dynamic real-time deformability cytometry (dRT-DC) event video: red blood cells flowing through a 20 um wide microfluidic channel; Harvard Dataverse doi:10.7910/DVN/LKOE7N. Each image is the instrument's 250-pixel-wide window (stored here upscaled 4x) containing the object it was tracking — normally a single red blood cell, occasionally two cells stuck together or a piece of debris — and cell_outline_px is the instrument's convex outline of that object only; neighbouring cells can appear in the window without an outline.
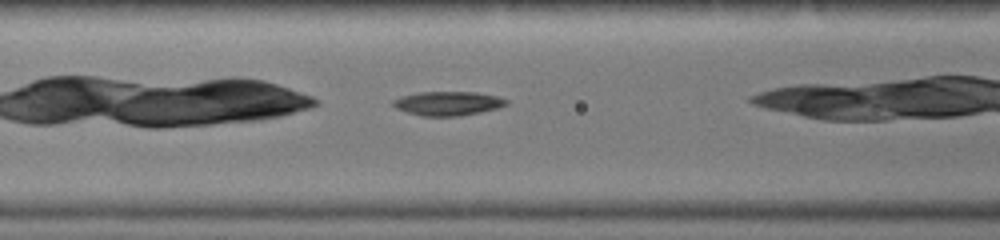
{"species": "common noctule bat (a hibernating species)", "species_latin": "Nyctalus noctula", "temperature_condition": "warm", "stored_images_in_passage": 26, "camera_frame_rate_fps": 3000, "um_per_image_px": 0.085, "animal": {"sex": "female", "body_mass_g": 19.0, "forearm_length_mm": 51.5}, "frame": {"image": 1, "passage_image": 6, "time_ms": 1.667, "image_size_px": [1000, 240], "cell_outline_px": [[508, 104], [496, 108], [476, 112], [452, 116], [424, 116], [408, 112], [392, 104], [396, 100], [404, 96], [420, 92], [476, 92], [496, 96], [508, 100]], "centroid_in_image_um": [38.12, 8.77], "position_along_channel_um": 128.5, "area_um2": 15.2}}
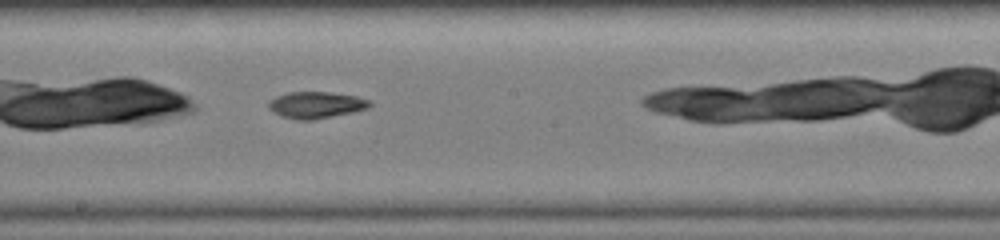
{"frame": {"image": 2, "passage_image": 12, "time_ms": 3.667, "image_size_px": [1000, 240], "cell_outline_px": [[372, 104], [364, 108], [348, 112], [308, 120], [304, 120], [284, 116], [276, 112], [268, 104], [276, 96], [288, 92], [328, 92], [356, 96], [372, 100]], "centroid_in_image_um": [26.89, 8.88], "position_along_channel_um": 221.3, "area_um2": 14.85}}
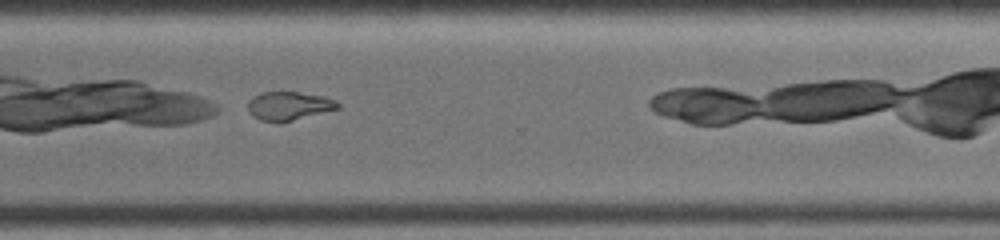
{"frame": {"image": 3, "passage_image": 20, "time_ms": 6.333, "image_size_px": [1000, 240], "cell_outline_px": [[340, 104], [336, 108], [292, 120], [260, 120], [248, 108], [248, 100], [252, 96], [260, 92], [296, 92], [324, 96], [336, 100]], "centroid_in_image_um": [24.54, 8.95], "position_along_channel_um": 346.1, "area_um2": 14.28}}